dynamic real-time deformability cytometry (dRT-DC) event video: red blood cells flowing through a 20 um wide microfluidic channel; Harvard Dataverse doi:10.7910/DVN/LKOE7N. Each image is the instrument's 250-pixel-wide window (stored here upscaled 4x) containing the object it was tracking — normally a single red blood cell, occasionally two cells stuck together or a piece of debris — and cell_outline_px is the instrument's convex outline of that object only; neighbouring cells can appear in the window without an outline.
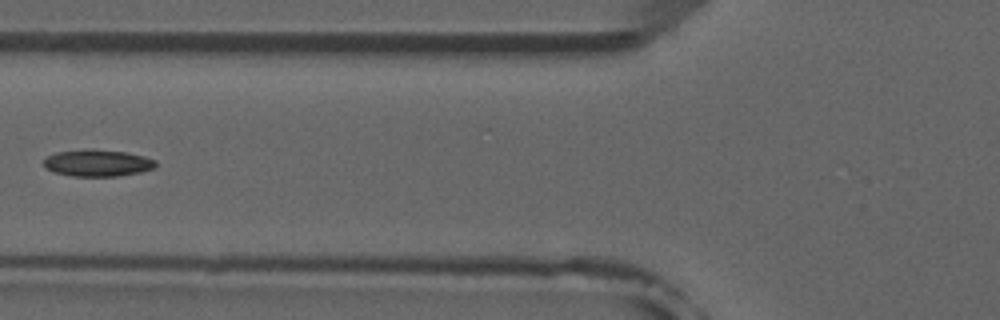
{"species": "common noctule bat (a hibernating species)", "species_latin": "Nyctalus noctula", "temperature_condition": "room temperature", "stored_images_in_passage": 6, "camera_frame_rate_fps": 3000, "um_per_image_px": 0.085, "animal": {"sex": "male", "forearm_length_mm": 52.5}, "frame": {"image": 1, "passage_image": 6, "time_ms": 6.667, "image_size_px": [1000, 320], "cell_outline_px": [[156, 168], [140, 172], [116, 176], [72, 176], [56, 172], [48, 168], [44, 164], [44, 160], [48, 156], [56, 152], [92, 148], [124, 152], [144, 156], [156, 160]], "centroid_in_image_um": [8.33, 13.84], "position_along_channel_um": 117.5, "area_um2": 17.4}}